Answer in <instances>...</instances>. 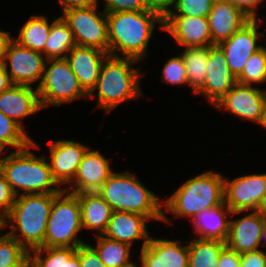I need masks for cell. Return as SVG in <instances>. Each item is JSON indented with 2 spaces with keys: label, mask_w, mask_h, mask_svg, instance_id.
Returning a JSON list of instances; mask_svg holds the SVG:
<instances>
[{
  "label": "cell",
  "mask_w": 266,
  "mask_h": 267,
  "mask_svg": "<svg viewBox=\"0 0 266 267\" xmlns=\"http://www.w3.org/2000/svg\"><path fill=\"white\" fill-rule=\"evenodd\" d=\"M75 195L78 197L81 209L82 227L98 231L96 235H103L107 229L113 209L97 191L81 192Z\"/></svg>",
  "instance_id": "25"
},
{
  "label": "cell",
  "mask_w": 266,
  "mask_h": 267,
  "mask_svg": "<svg viewBox=\"0 0 266 267\" xmlns=\"http://www.w3.org/2000/svg\"><path fill=\"white\" fill-rule=\"evenodd\" d=\"M226 242L221 240L194 239L188 243V267H218V259Z\"/></svg>",
  "instance_id": "28"
},
{
  "label": "cell",
  "mask_w": 266,
  "mask_h": 267,
  "mask_svg": "<svg viewBox=\"0 0 266 267\" xmlns=\"http://www.w3.org/2000/svg\"><path fill=\"white\" fill-rule=\"evenodd\" d=\"M97 192L113 211L138 213L150 220L170 222L162 209L164 202L132 173L113 172Z\"/></svg>",
  "instance_id": "3"
},
{
  "label": "cell",
  "mask_w": 266,
  "mask_h": 267,
  "mask_svg": "<svg viewBox=\"0 0 266 267\" xmlns=\"http://www.w3.org/2000/svg\"><path fill=\"white\" fill-rule=\"evenodd\" d=\"M4 154V152H3V150L2 149H0V161H1V157H2V155L1 154Z\"/></svg>",
  "instance_id": "54"
},
{
  "label": "cell",
  "mask_w": 266,
  "mask_h": 267,
  "mask_svg": "<svg viewBox=\"0 0 266 267\" xmlns=\"http://www.w3.org/2000/svg\"><path fill=\"white\" fill-rule=\"evenodd\" d=\"M78 257L81 267H106L96 250L88 243L78 246Z\"/></svg>",
  "instance_id": "39"
},
{
  "label": "cell",
  "mask_w": 266,
  "mask_h": 267,
  "mask_svg": "<svg viewBox=\"0 0 266 267\" xmlns=\"http://www.w3.org/2000/svg\"><path fill=\"white\" fill-rule=\"evenodd\" d=\"M12 267H31L30 256H28L21 264Z\"/></svg>",
  "instance_id": "48"
},
{
  "label": "cell",
  "mask_w": 266,
  "mask_h": 267,
  "mask_svg": "<svg viewBox=\"0 0 266 267\" xmlns=\"http://www.w3.org/2000/svg\"><path fill=\"white\" fill-rule=\"evenodd\" d=\"M231 214L230 208L223 203L215 208H209L194 215L191 221L195 228V233L198 234L197 238L226 242L230 224L228 217Z\"/></svg>",
  "instance_id": "24"
},
{
  "label": "cell",
  "mask_w": 266,
  "mask_h": 267,
  "mask_svg": "<svg viewBox=\"0 0 266 267\" xmlns=\"http://www.w3.org/2000/svg\"><path fill=\"white\" fill-rule=\"evenodd\" d=\"M148 220L150 219L147 216L138 213L113 211L103 236L131 247L135 240L142 239L143 249L151 238L147 229Z\"/></svg>",
  "instance_id": "22"
},
{
  "label": "cell",
  "mask_w": 266,
  "mask_h": 267,
  "mask_svg": "<svg viewBox=\"0 0 266 267\" xmlns=\"http://www.w3.org/2000/svg\"><path fill=\"white\" fill-rule=\"evenodd\" d=\"M106 13L149 10L144 0H103Z\"/></svg>",
  "instance_id": "37"
},
{
  "label": "cell",
  "mask_w": 266,
  "mask_h": 267,
  "mask_svg": "<svg viewBox=\"0 0 266 267\" xmlns=\"http://www.w3.org/2000/svg\"><path fill=\"white\" fill-rule=\"evenodd\" d=\"M240 267H266V251L262 249L240 254Z\"/></svg>",
  "instance_id": "40"
},
{
  "label": "cell",
  "mask_w": 266,
  "mask_h": 267,
  "mask_svg": "<svg viewBox=\"0 0 266 267\" xmlns=\"http://www.w3.org/2000/svg\"><path fill=\"white\" fill-rule=\"evenodd\" d=\"M38 147L39 145L33 140L27 147L1 157L0 171L16 196L60 193L65 188H60L54 180L46 156L37 157L31 152V148L37 149ZM20 189L22 192L19 194Z\"/></svg>",
  "instance_id": "2"
},
{
  "label": "cell",
  "mask_w": 266,
  "mask_h": 267,
  "mask_svg": "<svg viewBox=\"0 0 266 267\" xmlns=\"http://www.w3.org/2000/svg\"><path fill=\"white\" fill-rule=\"evenodd\" d=\"M41 109L37 88L34 90L33 85L14 84L0 93V112L13 120L23 130L21 120Z\"/></svg>",
  "instance_id": "21"
},
{
  "label": "cell",
  "mask_w": 266,
  "mask_h": 267,
  "mask_svg": "<svg viewBox=\"0 0 266 267\" xmlns=\"http://www.w3.org/2000/svg\"><path fill=\"white\" fill-rule=\"evenodd\" d=\"M29 252L7 233L0 235V267H12L21 264Z\"/></svg>",
  "instance_id": "34"
},
{
  "label": "cell",
  "mask_w": 266,
  "mask_h": 267,
  "mask_svg": "<svg viewBox=\"0 0 266 267\" xmlns=\"http://www.w3.org/2000/svg\"><path fill=\"white\" fill-rule=\"evenodd\" d=\"M258 20L261 18L251 19L227 40L218 44L223 50L227 64L236 79L241 75L248 58L263 47V45L257 44L259 36L263 37L264 35L257 30L260 23Z\"/></svg>",
  "instance_id": "12"
},
{
  "label": "cell",
  "mask_w": 266,
  "mask_h": 267,
  "mask_svg": "<svg viewBox=\"0 0 266 267\" xmlns=\"http://www.w3.org/2000/svg\"><path fill=\"white\" fill-rule=\"evenodd\" d=\"M236 83L221 47L218 44L208 46L205 82L195 94L205 96L211 105H216Z\"/></svg>",
  "instance_id": "14"
},
{
  "label": "cell",
  "mask_w": 266,
  "mask_h": 267,
  "mask_svg": "<svg viewBox=\"0 0 266 267\" xmlns=\"http://www.w3.org/2000/svg\"><path fill=\"white\" fill-rule=\"evenodd\" d=\"M11 40L9 32L0 30V64L4 63L6 50Z\"/></svg>",
  "instance_id": "45"
},
{
  "label": "cell",
  "mask_w": 266,
  "mask_h": 267,
  "mask_svg": "<svg viewBox=\"0 0 266 267\" xmlns=\"http://www.w3.org/2000/svg\"><path fill=\"white\" fill-rule=\"evenodd\" d=\"M266 239V219L261 233V244Z\"/></svg>",
  "instance_id": "52"
},
{
  "label": "cell",
  "mask_w": 266,
  "mask_h": 267,
  "mask_svg": "<svg viewBox=\"0 0 266 267\" xmlns=\"http://www.w3.org/2000/svg\"><path fill=\"white\" fill-rule=\"evenodd\" d=\"M45 15H32L20 28L17 41L20 45L44 55L46 40L49 37L51 24Z\"/></svg>",
  "instance_id": "27"
},
{
  "label": "cell",
  "mask_w": 266,
  "mask_h": 267,
  "mask_svg": "<svg viewBox=\"0 0 266 267\" xmlns=\"http://www.w3.org/2000/svg\"><path fill=\"white\" fill-rule=\"evenodd\" d=\"M15 200V193L13 192L9 183L6 181L3 173L0 171V212L5 217L9 214Z\"/></svg>",
  "instance_id": "38"
},
{
  "label": "cell",
  "mask_w": 266,
  "mask_h": 267,
  "mask_svg": "<svg viewBox=\"0 0 266 267\" xmlns=\"http://www.w3.org/2000/svg\"><path fill=\"white\" fill-rule=\"evenodd\" d=\"M138 62L132 58L110 55L104 59L97 84L88 97H96L93 93L97 91L96 106L102 108L106 114L123 102L142 97V73L139 68L133 67Z\"/></svg>",
  "instance_id": "5"
},
{
  "label": "cell",
  "mask_w": 266,
  "mask_h": 267,
  "mask_svg": "<svg viewBox=\"0 0 266 267\" xmlns=\"http://www.w3.org/2000/svg\"><path fill=\"white\" fill-rule=\"evenodd\" d=\"M76 46L73 32L63 18L55 17L51 24L49 37L44 48V57L48 59H66L67 54Z\"/></svg>",
  "instance_id": "26"
},
{
  "label": "cell",
  "mask_w": 266,
  "mask_h": 267,
  "mask_svg": "<svg viewBox=\"0 0 266 267\" xmlns=\"http://www.w3.org/2000/svg\"><path fill=\"white\" fill-rule=\"evenodd\" d=\"M224 203V176L207 171L185 181L165 199V210L174 217L192 218L194 215Z\"/></svg>",
  "instance_id": "6"
},
{
  "label": "cell",
  "mask_w": 266,
  "mask_h": 267,
  "mask_svg": "<svg viewBox=\"0 0 266 267\" xmlns=\"http://www.w3.org/2000/svg\"><path fill=\"white\" fill-rule=\"evenodd\" d=\"M237 83L242 85L263 84L266 82V49L264 46L252 54L245 63Z\"/></svg>",
  "instance_id": "33"
},
{
  "label": "cell",
  "mask_w": 266,
  "mask_h": 267,
  "mask_svg": "<svg viewBox=\"0 0 266 267\" xmlns=\"http://www.w3.org/2000/svg\"><path fill=\"white\" fill-rule=\"evenodd\" d=\"M259 125L266 128V102L264 106L263 119Z\"/></svg>",
  "instance_id": "51"
},
{
  "label": "cell",
  "mask_w": 266,
  "mask_h": 267,
  "mask_svg": "<svg viewBox=\"0 0 266 267\" xmlns=\"http://www.w3.org/2000/svg\"><path fill=\"white\" fill-rule=\"evenodd\" d=\"M46 61L42 53L20 45L12 37L3 65L13 84L31 86L33 82L39 81L37 88L42 80Z\"/></svg>",
  "instance_id": "11"
},
{
  "label": "cell",
  "mask_w": 266,
  "mask_h": 267,
  "mask_svg": "<svg viewBox=\"0 0 266 267\" xmlns=\"http://www.w3.org/2000/svg\"><path fill=\"white\" fill-rule=\"evenodd\" d=\"M49 166L54 180L59 186L70 184L79 167L83 156L90 146L72 140H58L49 144Z\"/></svg>",
  "instance_id": "16"
},
{
  "label": "cell",
  "mask_w": 266,
  "mask_h": 267,
  "mask_svg": "<svg viewBox=\"0 0 266 267\" xmlns=\"http://www.w3.org/2000/svg\"><path fill=\"white\" fill-rule=\"evenodd\" d=\"M108 54L114 57L146 58L149 41L157 24L163 30L164 18L156 11L106 13ZM116 52L120 54H116Z\"/></svg>",
  "instance_id": "1"
},
{
  "label": "cell",
  "mask_w": 266,
  "mask_h": 267,
  "mask_svg": "<svg viewBox=\"0 0 266 267\" xmlns=\"http://www.w3.org/2000/svg\"><path fill=\"white\" fill-rule=\"evenodd\" d=\"M61 17L73 32L77 46L97 48L108 54L107 16L104 10L98 14V3L63 11Z\"/></svg>",
  "instance_id": "9"
},
{
  "label": "cell",
  "mask_w": 266,
  "mask_h": 267,
  "mask_svg": "<svg viewBox=\"0 0 266 267\" xmlns=\"http://www.w3.org/2000/svg\"><path fill=\"white\" fill-rule=\"evenodd\" d=\"M37 92L42 109L48 105L60 106L79 98H89L66 59H48L46 61Z\"/></svg>",
  "instance_id": "8"
},
{
  "label": "cell",
  "mask_w": 266,
  "mask_h": 267,
  "mask_svg": "<svg viewBox=\"0 0 266 267\" xmlns=\"http://www.w3.org/2000/svg\"><path fill=\"white\" fill-rule=\"evenodd\" d=\"M162 82L174 85H188L187 71L181 55L170 58L162 69Z\"/></svg>",
  "instance_id": "36"
},
{
  "label": "cell",
  "mask_w": 266,
  "mask_h": 267,
  "mask_svg": "<svg viewBox=\"0 0 266 267\" xmlns=\"http://www.w3.org/2000/svg\"><path fill=\"white\" fill-rule=\"evenodd\" d=\"M148 9L158 12L163 18L173 7L175 0H144Z\"/></svg>",
  "instance_id": "43"
},
{
  "label": "cell",
  "mask_w": 266,
  "mask_h": 267,
  "mask_svg": "<svg viewBox=\"0 0 266 267\" xmlns=\"http://www.w3.org/2000/svg\"><path fill=\"white\" fill-rule=\"evenodd\" d=\"M266 194V174H249L224 178V203L232 215L245 211H259Z\"/></svg>",
  "instance_id": "10"
},
{
  "label": "cell",
  "mask_w": 266,
  "mask_h": 267,
  "mask_svg": "<svg viewBox=\"0 0 266 267\" xmlns=\"http://www.w3.org/2000/svg\"><path fill=\"white\" fill-rule=\"evenodd\" d=\"M33 142L26 131L23 130L9 117L0 112V149L9 146L15 147L16 150L23 149Z\"/></svg>",
  "instance_id": "32"
},
{
  "label": "cell",
  "mask_w": 266,
  "mask_h": 267,
  "mask_svg": "<svg viewBox=\"0 0 266 267\" xmlns=\"http://www.w3.org/2000/svg\"><path fill=\"white\" fill-rule=\"evenodd\" d=\"M109 54L93 47L75 46L66 56L82 89L89 95L94 90L101 65Z\"/></svg>",
  "instance_id": "20"
},
{
  "label": "cell",
  "mask_w": 266,
  "mask_h": 267,
  "mask_svg": "<svg viewBox=\"0 0 266 267\" xmlns=\"http://www.w3.org/2000/svg\"><path fill=\"white\" fill-rule=\"evenodd\" d=\"M12 85L14 84L11 81L10 76L7 74L4 65L0 64V93L6 91Z\"/></svg>",
  "instance_id": "46"
},
{
  "label": "cell",
  "mask_w": 266,
  "mask_h": 267,
  "mask_svg": "<svg viewBox=\"0 0 266 267\" xmlns=\"http://www.w3.org/2000/svg\"><path fill=\"white\" fill-rule=\"evenodd\" d=\"M240 9L250 19H257V7L264 0H227Z\"/></svg>",
  "instance_id": "42"
},
{
  "label": "cell",
  "mask_w": 266,
  "mask_h": 267,
  "mask_svg": "<svg viewBox=\"0 0 266 267\" xmlns=\"http://www.w3.org/2000/svg\"><path fill=\"white\" fill-rule=\"evenodd\" d=\"M259 211L266 216V194H265L263 201L260 205Z\"/></svg>",
  "instance_id": "49"
},
{
  "label": "cell",
  "mask_w": 266,
  "mask_h": 267,
  "mask_svg": "<svg viewBox=\"0 0 266 267\" xmlns=\"http://www.w3.org/2000/svg\"><path fill=\"white\" fill-rule=\"evenodd\" d=\"M212 45L227 40L251 19L227 0H215L207 16Z\"/></svg>",
  "instance_id": "23"
},
{
  "label": "cell",
  "mask_w": 266,
  "mask_h": 267,
  "mask_svg": "<svg viewBox=\"0 0 266 267\" xmlns=\"http://www.w3.org/2000/svg\"><path fill=\"white\" fill-rule=\"evenodd\" d=\"M63 11L74 8H85L99 3V0H58Z\"/></svg>",
  "instance_id": "44"
},
{
  "label": "cell",
  "mask_w": 266,
  "mask_h": 267,
  "mask_svg": "<svg viewBox=\"0 0 266 267\" xmlns=\"http://www.w3.org/2000/svg\"><path fill=\"white\" fill-rule=\"evenodd\" d=\"M66 267H81L78 257V247L76 253L66 262Z\"/></svg>",
  "instance_id": "47"
},
{
  "label": "cell",
  "mask_w": 266,
  "mask_h": 267,
  "mask_svg": "<svg viewBox=\"0 0 266 267\" xmlns=\"http://www.w3.org/2000/svg\"><path fill=\"white\" fill-rule=\"evenodd\" d=\"M163 30L167 31L178 45L185 48L212 45L207 17L166 15L164 17Z\"/></svg>",
  "instance_id": "15"
},
{
  "label": "cell",
  "mask_w": 266,
  "mask_h": 267,
  "mask_svg": "<svg viewBox=\"0 0 266 267\" xmlns=\"http://www.w3.org/2000/svg\"><path fill=\"white\" fill-rule=\"evenodd\" d=\"M265 219L260 211H253L239 219L231 218L226 246L239 254L259 250Z\"/></svg>",
  "instance_id": "19"
},
{
  "label": "cell",
  "mask_w": 266,
  "mask_h": 267,
  "mask_svg": "<svg viewBox=\"0 0 266 267\" xmlns=\"http://www.w3.org/2000/svg\"><path fill=\"white\" fill-rule=\"evenodd\" d=\"M58 194L16 196L9 214L5 217L6 227L10 225L7 234L16 239L28 252L43 246L53 199Z\"/></svg>",
  "instance_id": "4"
},
{
  "label": "cell",
  "mask_w": 266,
  "mask_h": 267,
  "mask_svg": "<svg viewBox=\"0 0 266 267\" xmlns=\"http://www.w3.org/2000/svg\"><path fill=\"white\" fill-rule=\"evenodd\" d=\"M83 229L78 197L64 189L53 199L42 247H78Z\"/></svg>",
  "instance_id": "7"
},
{
  "label": "cell",
  "mask_w": 266,
  "mask_h": 267,
  "mask_svg": "<svg viewBox=\"0 0 266 267\" xmlns=\"http://www.w3.org/2000/svg\"><path fill=\"white\" fill-rule=\"evenodd\" d=\"M123 267H137V265L134 262H131L130 264ZM140 267H142V265H140Z\"/></svg>",
  "instance_id": "53"
},
{
  "label": "cell",
  "mask_w": 266,
  "mask_h": 267,
  "mask_svg": "<svg viewBox=\"0 0 266 267\" xmlns=\"http://www.w3.org/2000/svg\"><path fill=\"white\" fill-rule=\"evenodd\" d=\"M5 228V216L0 212V231Z\"/></svg>",
  "instance_id": "50"
},
{
  "label": "cell",
  "mask_w": 266,
  "mask_h": 267,
  "mask_svg": "<svg viewBox=\"0 0 266 267\" xmlns=\"http://www.w3.org/2000/svg\"><path fill=\"white\" fill-rule=\"evenodd\" d=\"M113 172L109 159L98 150L89 148L79 164L73 181L64 190L74 194L97 191Z\"/></svg>",
  "instance_id": "17"
},
{
  "label": "cell",
  "mask_w": 266,
  "mask_h": 267,
  "mask_svg": "<svg viewBox=\"0 0 266 267\" xmlns=\"http://www.w3.org/2000/svg\"><path fill=\"white\" fill-rule=\"evenodd\" d=\"M215 0H175L167 15L207 17Z\"/></svg>",
  "instance_id": "35"
},
{
  "label": "cell",
  "mask_w": 266,
  "mask_h": 267,
  "mask_svg": "<svg viewBox=\"0 0 266 267\" xmlns=\"http://www.w3.org/2000/svg\"><path fill=\"white\" fill-rule=\"evenodd\" d=\"M265 102L266 90L236 83L214 107L228 110L231 114L244 120L260 124L263 119Z\"/></svg>",
  "instance_id": "13"
},
{
  "label": "cell",
  "mask_w": 266,
  "mask_h": 267,
  "mask_svg": "<svg viewBox=\"0 0 266 267\" xmlns=\"http://www.w3.org/2000/svg\"><path fill=\"white\" fill-rule=\"evenodd\" d=\"M76 251L77 247H40L29 252L31 266L66 267V262ZM43 254L44 258L42 257Z\"/></svg>",
  "instance_id": "31"
},
{
  "label": "cell",
  "mask_w": 266,
  "mask_h": 267,
  "mask_svg": "<svg viewBox=\"0 0 266 267\" xmlns=\"http://www.w3.org/2000/svg\"><path fill=\"white\" fill-rule=\"evenodd\" d=\"M181 57L187 71L188 86L196 93L205 82L208 47L185 48Z\"/></svg>",
  "instance_id": "29"
},
{
  "label": "cell",
  "mask_w": 266,
  "mask_h": 267,
  "mask_svg": "<svg viewBox=\"0 0 266 267\" xmlns=\"http://www.w3.org/2000/svg\"><path fill=\"white\" fill-rule=\"evenodd\" d=\"M96 241V247L93 248L106 267H123L132 262L130 245L111 240L103 235H96Z\"/></svg>",
  "instance_id": "30"
},
{
  "label": "cell",
  "mask_w": 266,
  "mask_h": 267,
  "mask_svg": "<svg viewBox=\"0 0 266 267\" xmlns=\"http://www.w3.org/2000/svg\"><path fill=\"white\" fill-rule=\"evenodd\" d=\"M240 264V254L225 246L219 256L218 267H240Z\"/></svg>",
  "instance_id": "41"
},
{
  "label": "cell",
  "mask_w": 266,
  "mask_h": 267,
  "mask_svg": "<svg viewBox=\"0 0 266 267\" xmlns=\"http://www.w3.org/2000/svg\"><path fill=\"white\" fill-rule=\"evenodd\" d=\"M180 240L150 238L149 243L140 249L142 267H188V244Z\"/></svg>",
  "instance_id": "18"
}]
</instances>
